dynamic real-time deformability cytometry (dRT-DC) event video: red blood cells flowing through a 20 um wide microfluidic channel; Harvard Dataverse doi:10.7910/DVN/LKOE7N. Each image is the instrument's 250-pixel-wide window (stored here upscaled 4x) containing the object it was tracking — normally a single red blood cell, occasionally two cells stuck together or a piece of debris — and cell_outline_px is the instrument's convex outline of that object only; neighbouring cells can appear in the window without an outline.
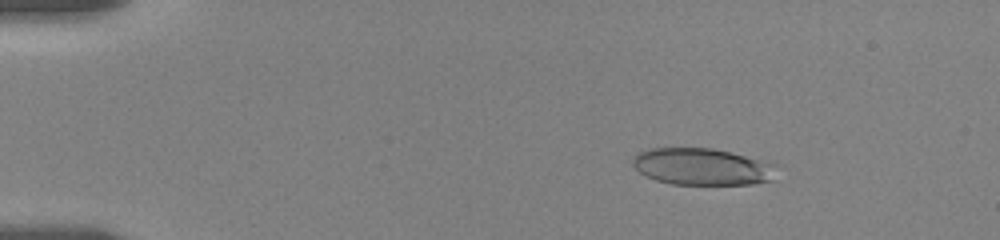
{"species": "human", "species_latin": "Homo sapiens", "temperature_condition": "room temperature", "stored_images_in_passage": 58, "camera_frame_rate_fps": 3000, "um_per_image_px": 0.085, "donor": {"sex": "female"}, "frame": {"image": 1, "passage_image": 9, "time_ms": 2.667, "image_size_px": [1000, 240], "cell_outline_px": [[772, 180], [752, 184], [672, 184], [656, 180], [640, 172], [632, 164], [632, 160], [636, 152], [648, 148], [712, 148], [744, 156], [768, 164]], "centroid_in_image_um": [59.5, 14.16], "position_along_channel_um": 25.5, "area_um2": 29.94}}
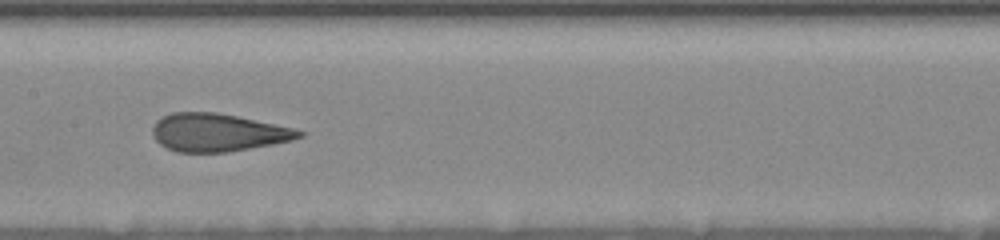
{"frame": {"image": 2, "passage_image": 30, "time_ms": 9.667, "image_size_px": [1000, 240], "cell_outline_px": [[304, 136], [292, 140], [272, 144], [228, 152], [176, 152], [160, 144], [152, 136], [152, 128], [156, 120], [172, 112], [216, 112], [236, 116], [292, 128], [304, 132]], "centroid_in_image_um": [18.47, 11.26], "position_along_channel_um": 188.9, "area_um2": 32.14}}
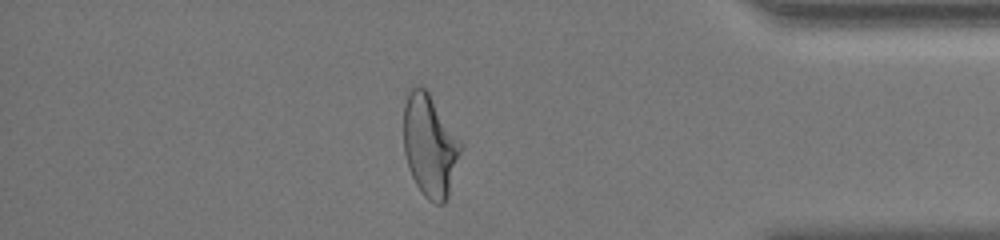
{"frame": {"image": 3, "passage_image": 50, "time_ms": 16.333, "image_size_px": [1000, 240], "cell_outline_px": [[464, 144], [448, 196], [444, 204], [436, 204], [428, 200], [420, 192], [408, 168], [404, 152], [404, 104], [408, 92], [412, 88], [420, 84], [428, 92]], "centroid_in_image_um": [36.55, 12.39], "position_along_channel_um": 398.7, "area_um2": 34.28}, "authors_computed_cell_mechanics": {"area_um2": 33.1772, "velocity_mm_per_s": 3.5397, "shape_relaxation_time_tau1_ms": 9.4163, "shape_relaxation_time_tau2_ms": 0.9793, "deformation_change_tau1": 0.2385, "deformation_change_tau2": 0.0958}}